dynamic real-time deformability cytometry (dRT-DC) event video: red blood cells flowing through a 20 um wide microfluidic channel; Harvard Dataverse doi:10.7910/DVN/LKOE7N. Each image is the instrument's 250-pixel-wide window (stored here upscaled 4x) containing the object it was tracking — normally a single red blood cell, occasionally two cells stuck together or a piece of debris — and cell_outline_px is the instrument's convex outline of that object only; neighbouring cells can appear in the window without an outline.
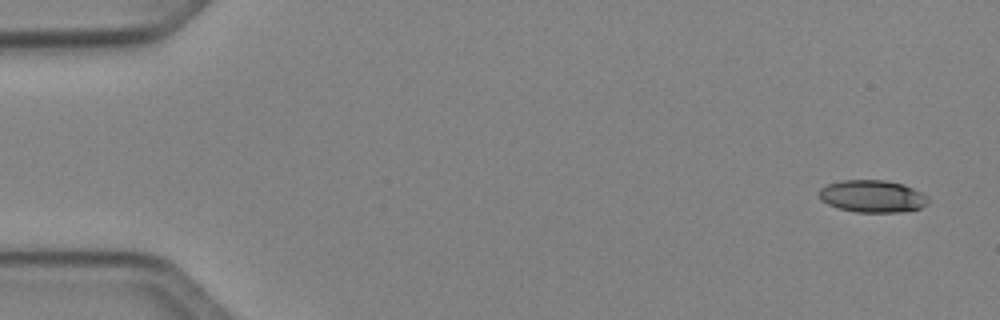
{"species": "Egyptian fruit bat (a non-hibernating species)", "species_latin": "Rousettus aegyptiacus", "temperature_condition": "cold", "stored_images_in_passage": 7, "camera_frame_rate_fps": 3000, "um_per_image_px": 0.085, "animal": {"sex": "female"}, "frame": {"image": 1, "passage_image": 1, "time_ms": 0.0, "image_size_px": [1000, 320], "cell_outline_px": [[928, 204], [920, 208], [900, 212], [856, 212], [840, 208], [828, 204], [820, 200], [816, 192], [820, 188], [828, 184], [844, 180], [884, 180], [904, 184], [928, 196]], "centroid_in_image_um": [74.13, 16.68], "position_along_channel_um": 10.9, "area_um2": 20.58}}
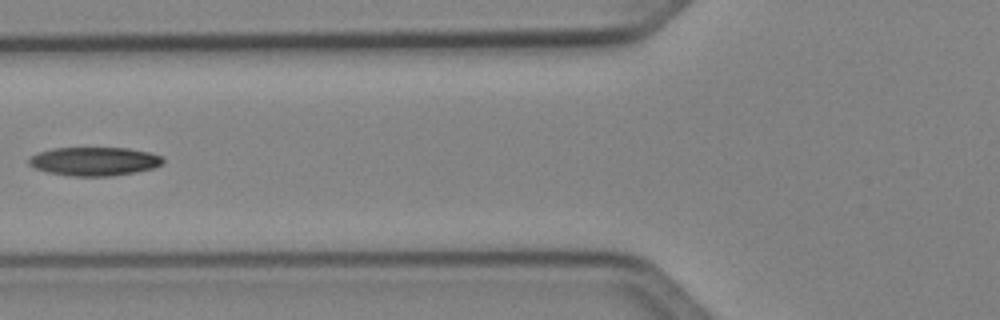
{"frame": {"image": 2, "passage_image": 6, "time_ms": 6.0, "image_size_px": [1000, 320], "cell_outline_px": [[164, 164], [152, 168], [136, 172], [108, 176], [72, 176], [48, 172], [32, 168], [28, 164], [28, 160], [32, 156], [40, 152], [56, 148], [128, 148], [148, 152], [160, 156], [164, 160]], "centroid_in_image_um": [8.01, 13.72], "position_along_channel_um": 117.8, "area_um2": 22.25}}
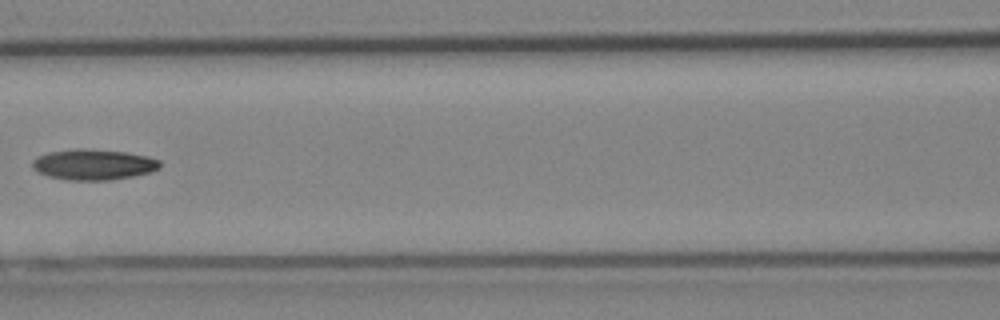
{"frame": {"image": 3, "passage_image": 7, "time_ms": 7.0, "image_size_px": [1000, 320], "cell_outline_px": [[160, 168], [152, 172], [132, 176], [108, 180], [68, 180], [48, 176], [36, 172], [32, 168], [32, 160], [36, 156], [48, 152], [76, 148], [84, 148], [124, 152], [148, 156], [160, 160]], "centroid_in_image_um": [7.91, 13.98], "position_along_channel_um": 158.7, "area_um2": 23.0}}